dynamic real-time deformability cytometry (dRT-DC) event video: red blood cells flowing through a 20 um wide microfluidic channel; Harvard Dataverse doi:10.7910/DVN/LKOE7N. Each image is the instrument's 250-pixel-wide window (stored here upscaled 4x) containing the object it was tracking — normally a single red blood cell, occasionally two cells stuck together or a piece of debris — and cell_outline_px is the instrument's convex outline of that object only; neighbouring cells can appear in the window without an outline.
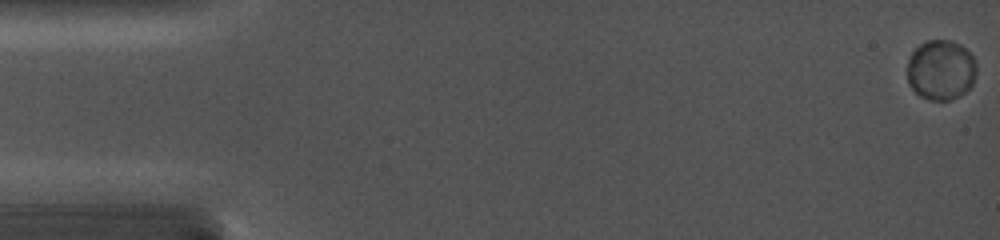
{"species": "common noctule bat (a hibernating species)", "species_latin": "Nyctalus noctula", "temperature_condition": "cold", "stored_images_in_passage": 36, "camera_frame_rate_fps": 5000, "um_per_image_px": 0.085, "animal": {"sex": "female", "body_mass_g": 19.0, "forearm_length_mm": 56.7}, "frame": {"image": 1, "passage_image": 1, "time_ms": 0.0, "image_size_px": [1000, 240], "cell_outline_px": [[976, 72], [972, 84], [964, 92], [948, 100], [928, 100], [920, 96], [908, 84], [908, 56], [920, 44], [928, 40], [952, 40], [960, 44], [972, 56], [976, 64]], "centroid_in_image_um": [79.95, 5.93], "position_along_channel_um": 5.0, "area_um2": 24.16}}
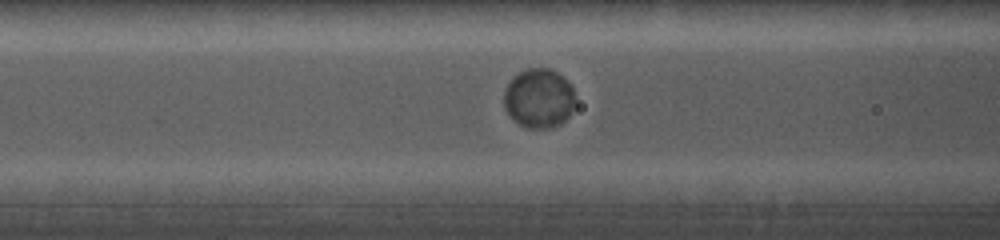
{"frame": {"image": 2, "passage_image": 18, "time_ms": 6.8, "image_size_px": [1000, 240], "cell_outline_px": [[576, 100], [568, 116], [560, 124], [548, 128], [524, 128], [512, 120], [508, 116], [504, 108], [504, 88], [524, 68], [552, 68], [564, 76], [572, 88]], "centroid_in_image_um": [45.79, 8.36], "position_along_channel_um": 120.8, "area_um2": 24.97}}
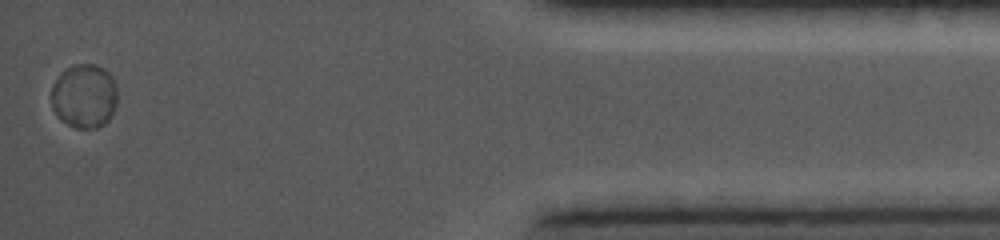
{"frame": {"image": 3, "passage_image": 36, "time_ms": 16.0, "image_size_px": [1000, 240], "cell_outline_px": [[116, 104], [108, 120], [104, 124], [96, 128], [76, 128], [60, 120], [52, 108], [52, 84], [60, 72], [76, 64], [96, 64], [104, 68], [108, 72], [116, 88]], "centroid_in_image_um": [7.14, 8.16], "position_along_channel_um": 428.1, "area_um2": 24.62}, "authors_computed_cell_mechanics": {"area_um2": 24.3916, "velocity_mm_per_s": 3.8541, "shape_relaxation_time_tau1_ms": 5.2098, "shape_relaxation_time_tau2_ms": null, "deformation_change_tau1": 0.0084, "deformation_change_tau2": null}}